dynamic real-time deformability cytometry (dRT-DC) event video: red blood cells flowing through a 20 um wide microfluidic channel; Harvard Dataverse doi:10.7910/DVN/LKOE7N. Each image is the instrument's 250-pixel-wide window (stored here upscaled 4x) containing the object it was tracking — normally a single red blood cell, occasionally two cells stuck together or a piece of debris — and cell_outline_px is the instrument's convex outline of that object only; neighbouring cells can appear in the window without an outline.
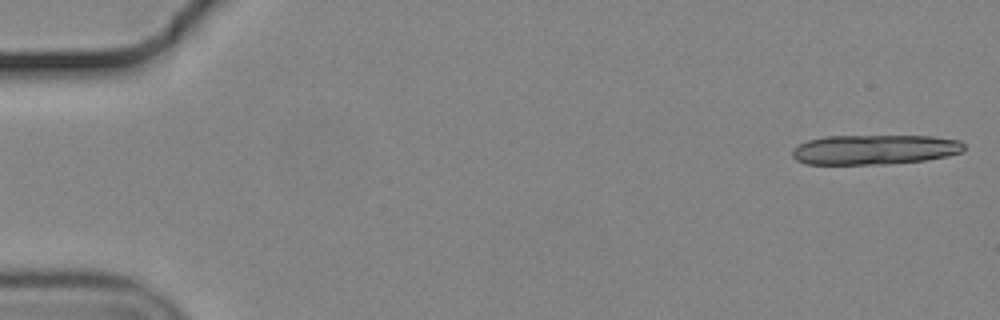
{"species": "common noctule bat (a hibernating species)", "species_latin": "Nyctalus noctula", "temperature_condition": "cold", "stored_images_in_passage": 9, "camera_frame_rate_fps": 3000, "um_per_image_px": 0.085, "animal": {"sex": "male", "body_mass_g": 19.2, "forearm_length_mm": 51.8}, "frame": {"image": 1, "passage_image": 1, "time_ms": 0.0, "image_size_px": [1000, 320], "cell_outline_px": [[964, 148], [960, 152], [948, 156], [924, 160], [884, 164], [804, 164], [796, 160], [792, 156], [792, 148], [808, 140], [824, 136], [932, 136], [960, 140], [964, 144]], "centroid_in_image_um": [74.31, 12.71], "position_along_channel_um": 10.7, "area_um2": 29.88}}